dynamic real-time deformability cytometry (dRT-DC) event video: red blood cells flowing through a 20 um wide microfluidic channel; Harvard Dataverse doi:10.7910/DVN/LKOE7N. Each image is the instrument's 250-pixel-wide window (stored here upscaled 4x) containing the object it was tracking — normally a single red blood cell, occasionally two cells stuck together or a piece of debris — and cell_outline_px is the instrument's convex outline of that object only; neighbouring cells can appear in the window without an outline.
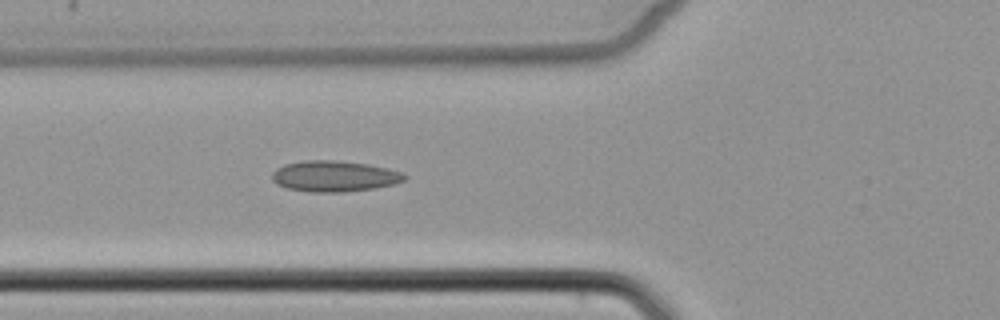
{"species": "common noctule bat (a hibernating species)", "species_latin": "Nyctalus noctula", "temperature_condition": "cold", "stored_images_in_passage": 5, "camera_frame_rate_fps": 3000, "um_per_image_px": 0.085, "animal": {"sex": "female", "body_mass_g": 22.7, "forearm_length_mm": 54.2}, "frame": {"image": 1, "passage_image": 5, "time_ms": 5.667, "image_size_px": [1000, 320], "cell_outline_px": [[408, 176], [404, 180], [392, 184], [376, 188], [340, 192], [312, 192], [288, 188], [276, 184], [272, 180], [272, 172], [276, 168], [284, 164], [304, 160], [336, 160], [368, 164], [388, 168], [400, 172]], "centroid_in_image_um": [28.39, 14.97], "position_along_channel_um": 97.4, "area_um2": 23.87}}